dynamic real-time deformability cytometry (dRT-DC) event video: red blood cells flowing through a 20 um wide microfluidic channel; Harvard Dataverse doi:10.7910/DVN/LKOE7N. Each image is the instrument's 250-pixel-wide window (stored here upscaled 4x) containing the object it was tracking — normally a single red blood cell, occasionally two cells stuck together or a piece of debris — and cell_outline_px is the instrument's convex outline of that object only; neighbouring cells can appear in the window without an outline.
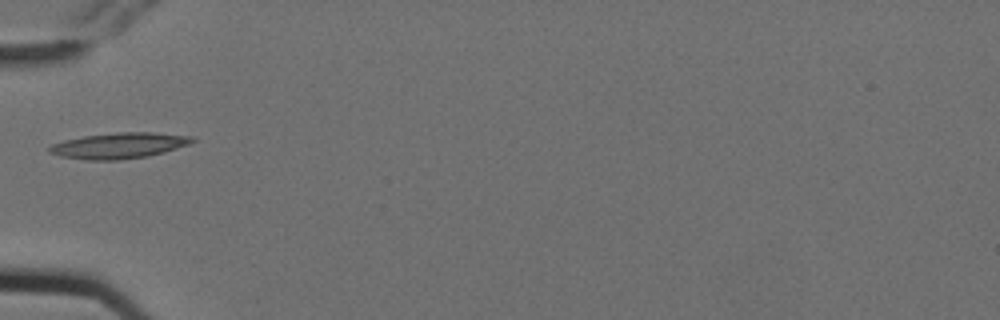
{"species": "Egyptian fruit bat (a non-hibernating species)", "species_latin": "Rousettus aegyptiacus", "temperature_condition": "cold", "stored_images_in_passage": 1, "camera_frame_rate_fps": 3000, "um_per_image_px": 0.085, "animal": {"sex": "female"}, "frame": {"image": 1, "passage_image": 1, "time_ms": 0.0, "image_size_px": [1000, 320], "cell_outline_px": [[196, 140], [188, 144], [164, 152], [148, 156], [120, 160], [88, 160], [60, 156], [48, 152], [48, 148], [52, 144], [64, 140], [84, 136], [116, 132], [152, 132], [192, 136]], "centroid_in_image_um": [10.1, 12.37], "position_along_channel_um": 74.9, "area_um2": 21.44}}